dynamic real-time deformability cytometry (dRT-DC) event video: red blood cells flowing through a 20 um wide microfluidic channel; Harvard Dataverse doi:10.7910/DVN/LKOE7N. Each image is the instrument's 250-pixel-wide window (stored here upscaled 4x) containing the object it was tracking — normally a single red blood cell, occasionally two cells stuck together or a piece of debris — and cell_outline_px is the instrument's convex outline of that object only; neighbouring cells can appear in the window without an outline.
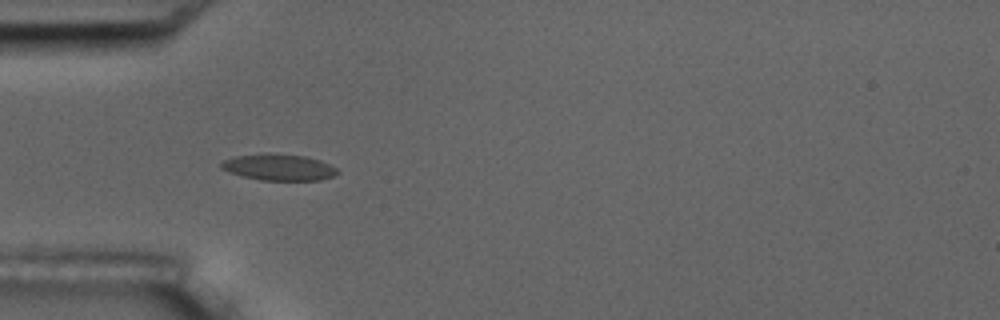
{"species": "common noctule bat (a hibernating species)", "species_latin": "Nyctalus noctula", "temperature_condition": "room temperature", "stored_images_in_passage": 4, "camera_frame_rate_fps": 3000, "um_per_image_px": 0.085, "animal": {"sex": "male", "body_mass_g": 17.5, "forearm_length_mm": 52.3}, "frame": {"image": 1, "passage_image": 3, "time_ms": 3.333, "image_size_px": [1000, 320], "cell_outline_px": [[340, 172], [332, 176], [320, 180], [260, 180], [228, 172], [220, 168], [220, 164], [224, 160], [232, 156], [268, 152], [304, 156], [320, 160], [336, 168]], "centroid_in_image_um": [23.66, 14.2], "position_along_channel_um": 61.3, "area_um2": 17.98}}